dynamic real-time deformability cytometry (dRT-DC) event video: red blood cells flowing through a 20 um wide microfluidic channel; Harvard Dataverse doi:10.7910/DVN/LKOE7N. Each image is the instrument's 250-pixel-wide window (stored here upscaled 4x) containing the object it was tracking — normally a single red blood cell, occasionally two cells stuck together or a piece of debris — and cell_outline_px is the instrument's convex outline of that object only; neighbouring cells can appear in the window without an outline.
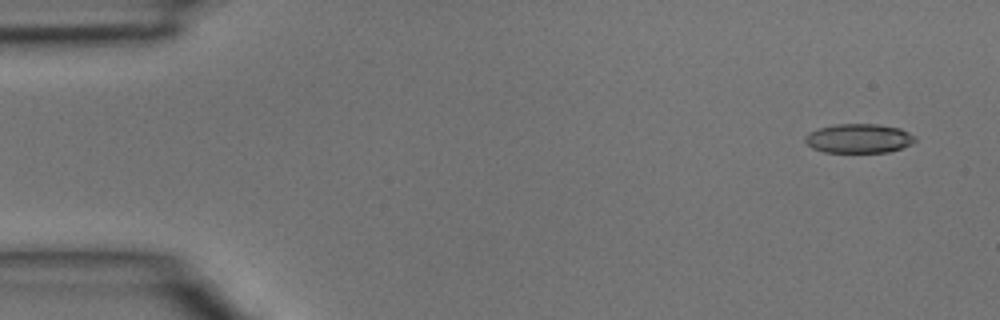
{"species": "common noctule bat (a hibernating species)", "species_latin": "Nyctalus noctula", "temperature_condition": "room temperature", "stored_images_in_passage": 4, "camera_frame_rate_fps": 3000, "um_per_image_px": 0.085, "animal": {"sex": "male", "body_mass_g": 15.6}, "frame": {"image": 1, "passage_image": 1, "time_ms": 0.0, "image_size_px": [1000, 320], "cell_outline_px": [[916, 140], [912, 144], [888, 152], [824, 152], [812, 148], [804, 140], [804, 136], [808, 132], [820, 128], [836, 124], [876, 124], [900, 128], [916, 136]], "centroid_in_image_um": [73.0, 11.76], "position_along_channel_um": 12.0, "area_um2": 18.73}}
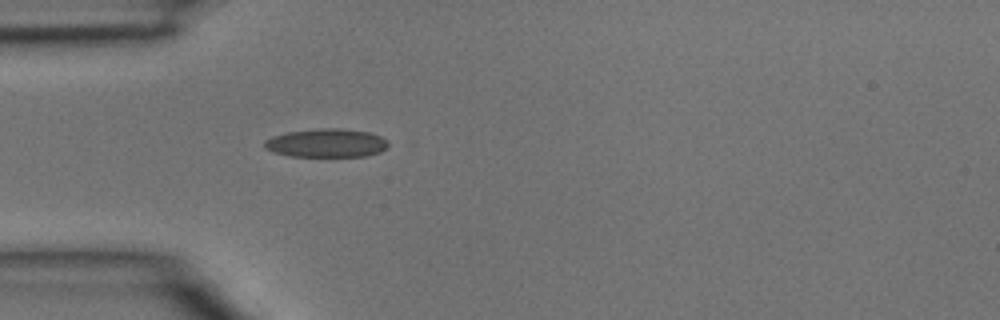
{"frame": {"image": 2, "passage_image": 4, "time_ms": 1.0, "image_size_px": [1000, 320], "cell_outline_px": [[388, 148], [380, 152], [368, 156], [288, 156], [272, 152], [264, 148], [264, 140], [272, 136], [288, 132], [320, 128], [340, 128], [368, 132], [380, 136], [388, 140]], "centroid_in_image_um": [27.75, 12.16], "position_along_channel_um": 57.3, "area_um2": 20.75}}